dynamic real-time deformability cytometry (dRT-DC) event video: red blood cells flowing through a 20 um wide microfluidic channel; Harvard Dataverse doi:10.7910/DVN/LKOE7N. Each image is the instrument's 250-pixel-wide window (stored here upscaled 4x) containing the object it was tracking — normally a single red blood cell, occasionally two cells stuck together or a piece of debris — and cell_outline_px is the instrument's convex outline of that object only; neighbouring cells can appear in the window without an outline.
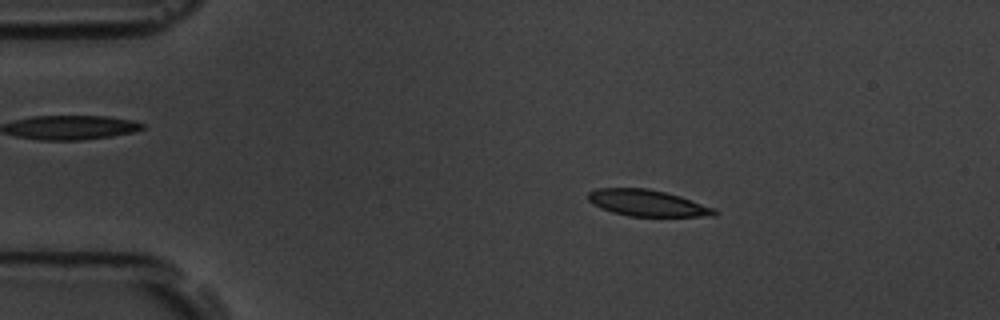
{"species": "common noctule bat (a hibernating species)", "species_latin": "Nyctalus noctula", "temperature_condition": "room temperature", "stored_images_in_passage": 5, "camera_frame_rate_fps": 3000, "um_per_image_px": 0.085, "animal": {"sex": "male", "body_mass_g": 19.5, "forearm_length_mm": 54.6}, "frame": {"image": 1, "passage_image": 2, "time_ms": 1.333, "image_size_px": [1000, 320], "cell_outline_px": [[716, 216], [628, 216], [612, 212], [600, 208], [592, 204], [588, 200], [588, 192], [596, 188], [648, 188], [680, 196], [716, 208]], "centroid_in_image_um": [55.0, 17.25], "position_along_channel_um": 30.0, "area_um2": 19.48}}